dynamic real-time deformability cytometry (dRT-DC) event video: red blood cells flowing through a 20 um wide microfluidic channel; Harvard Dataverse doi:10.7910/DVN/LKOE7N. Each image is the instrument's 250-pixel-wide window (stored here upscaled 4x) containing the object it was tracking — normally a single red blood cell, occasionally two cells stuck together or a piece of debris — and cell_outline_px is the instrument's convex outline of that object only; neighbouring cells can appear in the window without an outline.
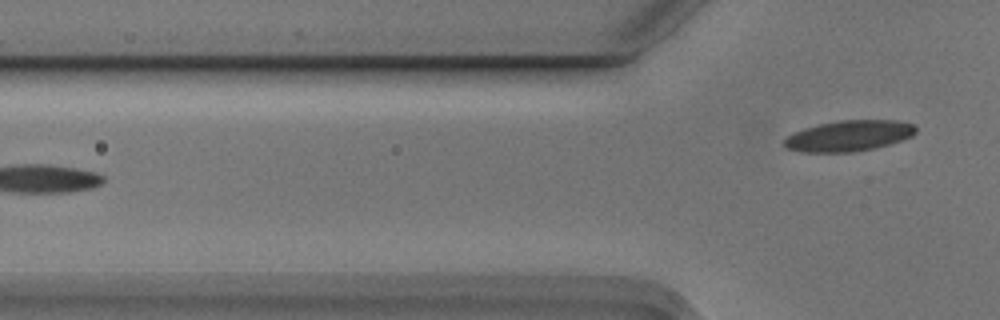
{"species": "Egyptian fruit bat (a non-hibernating species)", "species_latin": "Rousettus aegyptiacus", "temperature_condition": "cold", "stored_images_in_passage": 5, "camera_frame_rate_fps": 3000, "um_per_image_px": 0.085, "animal": {"sex": "male"}, "frame": {"image": 1, "passage_image": 5, "time_ms": 1.333, "image_size_px": [1000, 320], "cell_outline_px": [[916, 132], [912, 136], [888, 144], [856, 152], [800, 152], [784, 148], [784, 140], [792, 132], [804, 128], [820, 124], [840, 120], [896, 120], [912, 124], [916, 128]], "centroid_in_image_um": [72.11, 11.55], "position_along_channel_um": 53.7, "area_um2": 23.58}}